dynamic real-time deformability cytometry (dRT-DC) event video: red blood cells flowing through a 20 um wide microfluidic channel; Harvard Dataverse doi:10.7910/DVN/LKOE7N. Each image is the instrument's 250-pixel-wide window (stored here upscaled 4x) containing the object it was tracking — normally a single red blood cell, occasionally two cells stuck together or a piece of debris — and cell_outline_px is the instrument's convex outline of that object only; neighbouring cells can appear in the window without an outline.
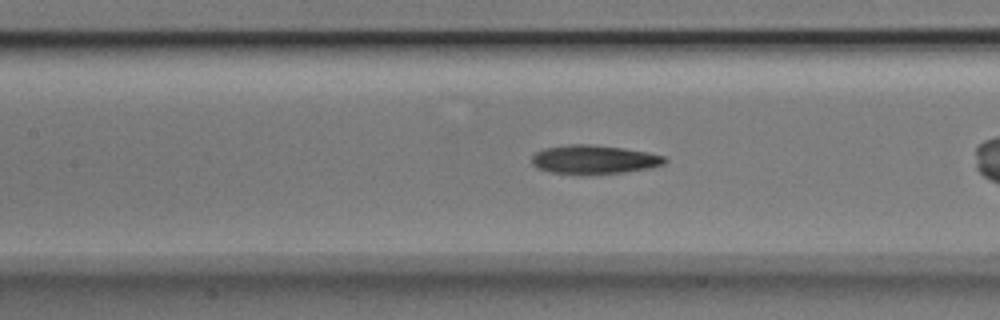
{"species": "Egyptian fruit bat (a non-hibernating species)", "species_latin": "Rousettus aegyptiacus", "temperature_condition": "room temperature", "stored_images_in_passage": 17, "camera_frame_rate_fps": 3000, "um_per_image_px": 0.085, "animal": {"sex": "male"}, "frame": {"image": 1, "passage_image": 8, "time_ms": 2.333, "image_size_px": [1000, 320], "cell_outline_px": [[668, 160], [664, 164], [648, 168], [624, 172], [552, 172], [536, 168], [532, 164], [532, 156], [536, 152], [544, 148], [568, 144], [592, 144], [624, 148], [648, 152], [664, 156]], "centroid_in_image_um": [50.5, 13.52], "position_along_channel_um": 156.9, "area_um2": 21.73}}